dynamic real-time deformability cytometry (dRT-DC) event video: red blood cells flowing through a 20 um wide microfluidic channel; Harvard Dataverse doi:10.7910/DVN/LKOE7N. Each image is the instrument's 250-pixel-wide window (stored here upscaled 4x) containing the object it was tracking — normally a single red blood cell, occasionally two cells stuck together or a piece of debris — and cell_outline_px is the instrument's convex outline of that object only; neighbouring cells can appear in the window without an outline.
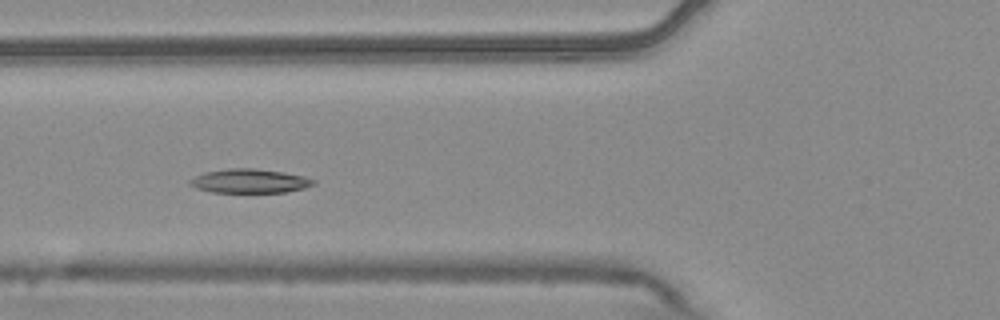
{"species": "common noctule bat (a hibernating species)", "species_latin": "Nyctalus noctula", "temperature_condition": "warm", "stored_images_in_passage": 9, "camera_frame_rate_fps": 3000, "um_per_image_px": 0.085, "animal": {"sex": "male", "body_mass_g": 20.4}, "frame": {"image": 1, "passage_image": 4, "time_ms": 1.0, "image_size_px": [1000, 320], "cell_outline_px": [[316, 184], [304, 188], [284, 192], [212, 192], [196, 188], [188, 184], [196, 176], [204, 172], [232, 168], [252, 168], [284, 172], [304, 176], [316, 180]], "centroid_in_image_um": [21.26, 15.38], "position_along_channel_um": 104.5, "area_um2": 17.17}}
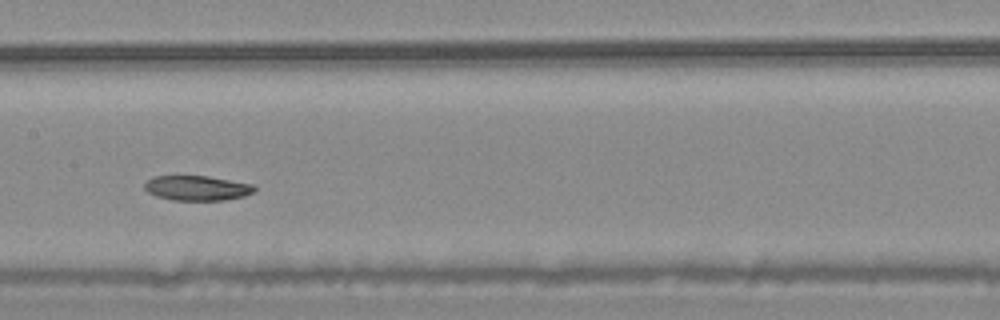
{"frame": {"image": 2, "passage_image": 6, "time_ms": 1.667, "image_size_px": [1000, 320], "cell_outline_px": [[256, 188], [252, 192], [244, 196], [224, 200], [172, 200], [156, 196], [148, 192], [144, 188], [144, 184], [152, 176], [208, 176], [256, 184]], "centroid_in_image_um": [16.76, 15.98], "position_along_channel_um": 190.6, "area_um2": 16.01}}